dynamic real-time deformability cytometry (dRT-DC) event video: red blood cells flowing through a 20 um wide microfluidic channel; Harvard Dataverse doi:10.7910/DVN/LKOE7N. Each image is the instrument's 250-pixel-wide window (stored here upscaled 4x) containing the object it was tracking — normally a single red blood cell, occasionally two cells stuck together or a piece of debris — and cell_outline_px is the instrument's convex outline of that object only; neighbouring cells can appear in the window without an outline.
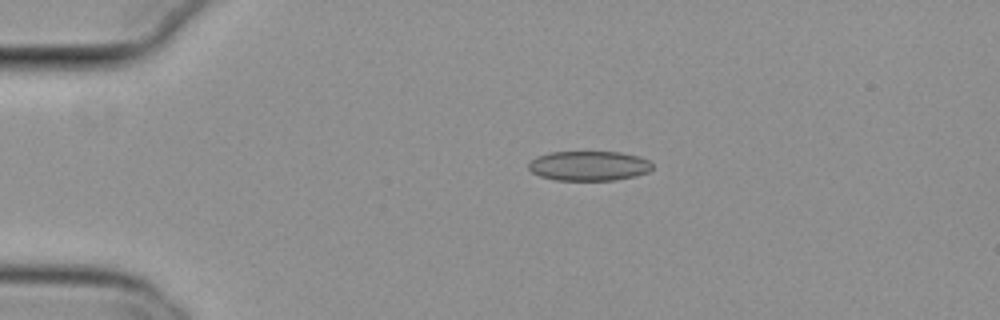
{"species": "common noctule bat (a hibernating species)", "species_latin": "Nyctalus noctula", "temperature_condition": "cold", "stored_images_in_passage": 45, "camera_frame_rate_fps": 3000, "um_per_image_px": 0.085, "animal": {"sex": "female", "body_mass_g": 29.2, "forearm_length_mm": 56.3}, "frame": {"image": 1, "passage_image": 3, "time_ms": 0.667, "image_size_px": [1000, 320], "cell_outline_px": [[652, 168], [648, 172], [636, 176], [612, 180], [556, 180], [540, 176], [532, 172], [528, 168], [528, 164], [536, 156], [548, 152], [620, 152], [640, 156], [648, 160], [652, 164]], "centroid_in_image_um": [50.05, 14.09], "position_along_channel_um": 34.9, "area_um2": 21.5}}
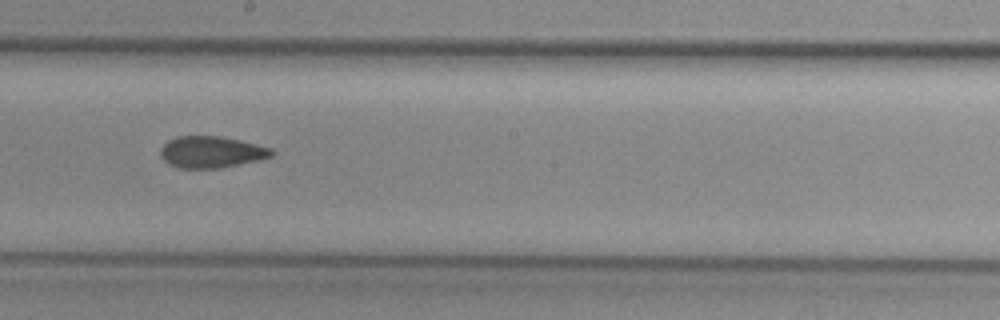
{"frame": {"image": 2, "passage_image": 22, "time_ms": 7.0, "image_size_px": [1000, 320], "cell_outline_px": [[276, 152], [272, 156], [260, 160], [220, 168], [176, 168], [168, 164], [160, 156], [160, 148], [168, 140], [176, 136], [220, 136], [240, 140], [272, 148]], "centroid_in_image_um": [17.96, 12.92], "position_along_channel_um": 230.2, "area_um2": 20.69}}
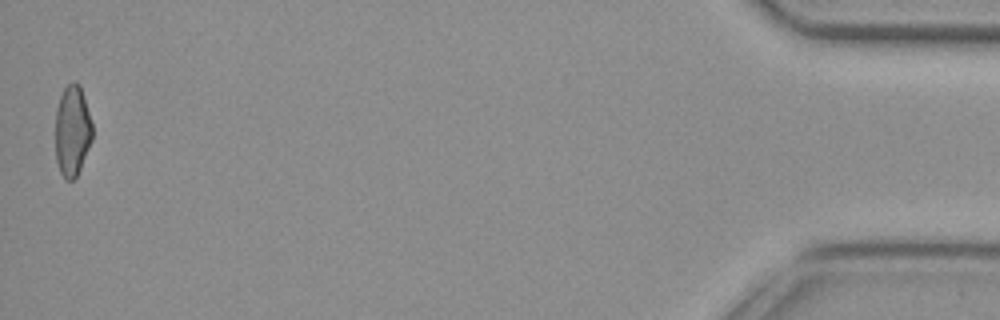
{"frame": {"image": 3, "passage_image": 45, "time_ms": 14.667, "image_size_px": [1000, 320], "cell_outline_px": [[92, 140], [80, 168], [76, 176], [72, 180], [64, 180], [60, 172], [56, 160], [56, 108], [60, 96], [64, 88], [72, 80], [76, 80], [80, 84], [92, 124]], "centroid_in_image_um": [6.14, 11.09], "position_along_channel_um": 429.1, "area_um2": 19.59}, "authors_computed_cell_mechanics": {"area_um2": 20.7502, "velocity_mm_per_s": 3.8212, "shape_relaxation_time_tau1_ms": null, "shape_relaxation_time_tau2_ms": 4.3564, "deformation_change_tau1": null, "deformation_change_tau2": 0.1173}}